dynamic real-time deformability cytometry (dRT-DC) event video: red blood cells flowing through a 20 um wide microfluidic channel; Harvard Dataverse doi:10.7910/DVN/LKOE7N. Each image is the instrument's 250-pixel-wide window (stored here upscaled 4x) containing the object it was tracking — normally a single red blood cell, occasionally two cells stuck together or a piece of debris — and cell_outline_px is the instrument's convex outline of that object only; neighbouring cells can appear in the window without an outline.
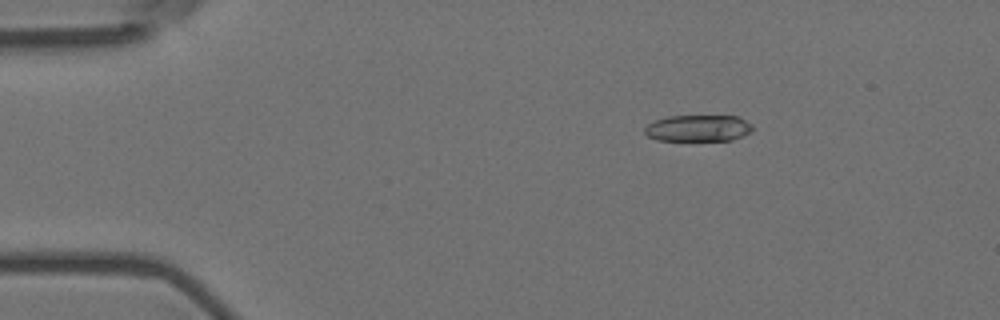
{"species": "Egyptian fruit bat (a non-hibernating species)", "species_latin": "Rousettus aegyptiacus", "temperature_condition": "room temperature", "stored_images_in_passage": 5, "camera_frame_rate_fps": 3000, "um_per_image_px": 0.085, "animal": {"sex": "female"}, "frame": {"image": 1, "passage_image": 3, "time_ms": 0.667, "image_size_px": [1000, 320], "cell_outline_px": [[752, 132], [732, 140], [656, 140], [648, 136], [644, 132], [644, 128], [648, 124], [656, 120], [668, 116], [736, 116], [752, 124]], "centroid_in_image_um": [59.34, 10.9], "position_along_channel_um": 25.7, "area_um2": 16.59}}